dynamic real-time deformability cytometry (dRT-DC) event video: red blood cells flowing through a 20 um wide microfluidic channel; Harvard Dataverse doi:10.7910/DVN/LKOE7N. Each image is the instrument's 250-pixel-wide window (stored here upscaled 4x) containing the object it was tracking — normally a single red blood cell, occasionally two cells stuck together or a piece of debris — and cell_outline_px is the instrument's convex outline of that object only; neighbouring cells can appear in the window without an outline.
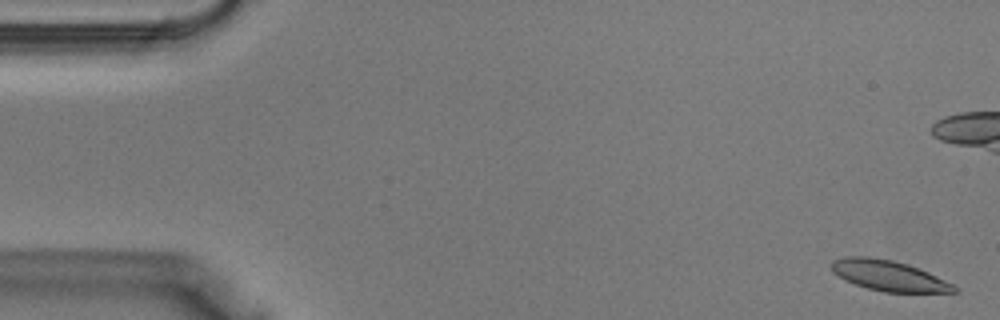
{"species": "Egyptian fruit bat (a non-hibernating species)", "species_latin": "Rousettus aegyptiacus", "temperature_condition": "warm", "stored_images_in_passage": 40, "camera_frame_rate_fps": 3000, "um_per_image_px": 0.085, "animal": {"sex": "male"}, "frame": {"image": 1, "passage_image": 1, "time_ms": 0.0, "image_size_px": [1000, 320], "cell_outline_px": [[960, 292], [884, 292], [868, 288], [844, 280], [832, 272], [832, 260], [844, 256], [868, 256], [892, 260], [908, 264], [928, 272], [960, 288]], "centroid_in_image_um": [75.53, 23.42], "position_along_channel_um": 9.5, "area_um2": 21.79}}